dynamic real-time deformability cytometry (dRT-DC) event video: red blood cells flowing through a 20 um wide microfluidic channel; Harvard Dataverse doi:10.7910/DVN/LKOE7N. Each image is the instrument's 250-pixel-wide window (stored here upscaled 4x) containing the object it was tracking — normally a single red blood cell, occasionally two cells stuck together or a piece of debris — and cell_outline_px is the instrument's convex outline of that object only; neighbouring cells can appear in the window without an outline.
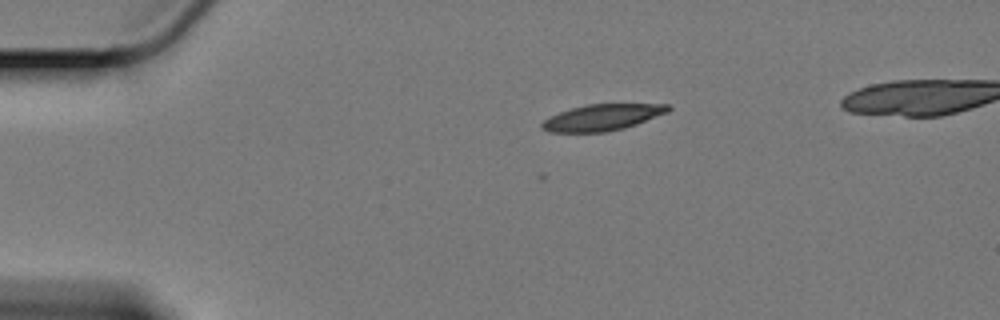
{"species": "Egyptian fruit bat (a non-hibernating species)", "species_latin": "Rousettus aegyptiacus", "temperature_condition": "cold", "stored_images_in_passage": 3, "camera_frame_rate_fps": 3000, "um_per_image_px": 0.085, "animal": {"sex": "female"}, "frame": {"image": 1, "passage_image": 1, "time_ms": 0.0, "image_size_px": [1000, 320], "cell_outline_px": [[672, 108], [668, 112], [636, 124], [624, 128], [604, 132], [548, 132], [540, 128], [540, 124], [548, 116], [572, 108], [588, 104], [668, 104]], "centroid_in_image_um": [51.16, 9.98], "position_along_channel_um": 33.8, "area_um2": 19.31}}